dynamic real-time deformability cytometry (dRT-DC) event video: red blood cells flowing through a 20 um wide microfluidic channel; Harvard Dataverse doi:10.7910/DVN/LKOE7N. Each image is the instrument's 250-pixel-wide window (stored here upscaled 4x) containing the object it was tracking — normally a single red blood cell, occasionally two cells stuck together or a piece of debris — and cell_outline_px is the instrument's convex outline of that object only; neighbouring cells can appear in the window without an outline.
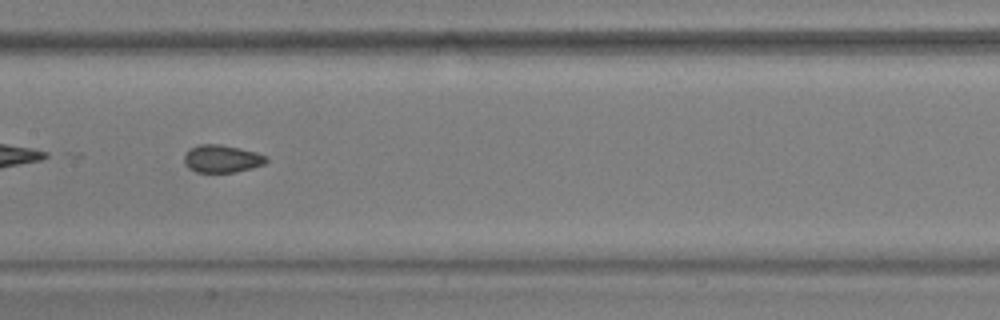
{"species": "common noctule bat (a hibernating species)", "species_latin": "Nyctalus noctula", "temperature_condition": "warm", "stored_images_in_passage": 39, "camera_frame_rate_fps": 3000, "um_per_image_px": 0.085, "animal": {"sex": "male", "body_mass_g": 17.9, "forearm_length_mm": 54.2}, "frame": {"image": 1, "passage_image": 12, "time_ms": 3.667, "image_size_px": [1000, 320], "cell_outline_px": [[268, 160], [264, 164], [252, 168], [236, 172], [196, 172], [188, 168], [184, 164], [184, 156], [192, 148], [200, 144], [220, 144], [256, 152], [268, 156]], "centroid_in_image_um": [18.88, 13.5], "position_along_channel_um": 188.5, "area_um2": 13.18}}
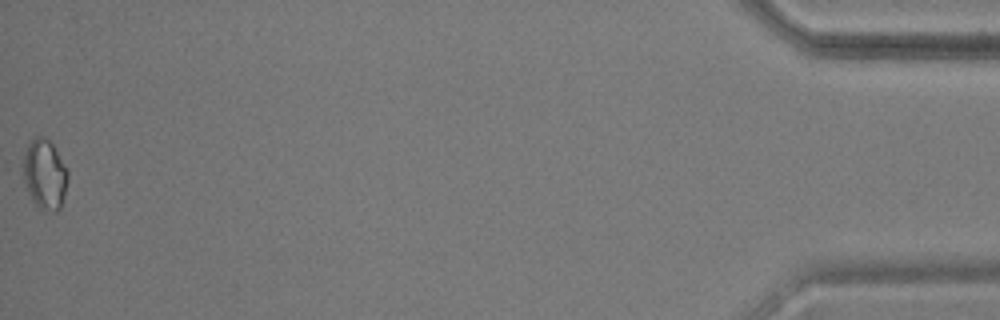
{"frame": {"image": 2, "passage_image": 39, "time_ms": 12.667, "image_size_px": [1000, 320], "cell_outline_px": [[68, 180], [60, 208], [56, 212], [40, 208], [32, 200], [28, 192], [20, 172], [24, 156], [28, 144], [36, 136], [44, 136], [52, 144], [68, 172]], "centroid_in_image_um": [3.76, 14.82], "position_along_channel_um": 431.4, "area_um2": 18.15}, "authors_computed_cell_mechanics": {"area_um2": 13.7564, "velocity_mm_per_s": 3.7097, "shape_relaxation_time_tau1_ms": 11.2655, "shape_relaxation_time_tau2_ms": 1.7737, "deformation_change_tau1": 0.1178, "deformation_change_tau2": 0.0485}}